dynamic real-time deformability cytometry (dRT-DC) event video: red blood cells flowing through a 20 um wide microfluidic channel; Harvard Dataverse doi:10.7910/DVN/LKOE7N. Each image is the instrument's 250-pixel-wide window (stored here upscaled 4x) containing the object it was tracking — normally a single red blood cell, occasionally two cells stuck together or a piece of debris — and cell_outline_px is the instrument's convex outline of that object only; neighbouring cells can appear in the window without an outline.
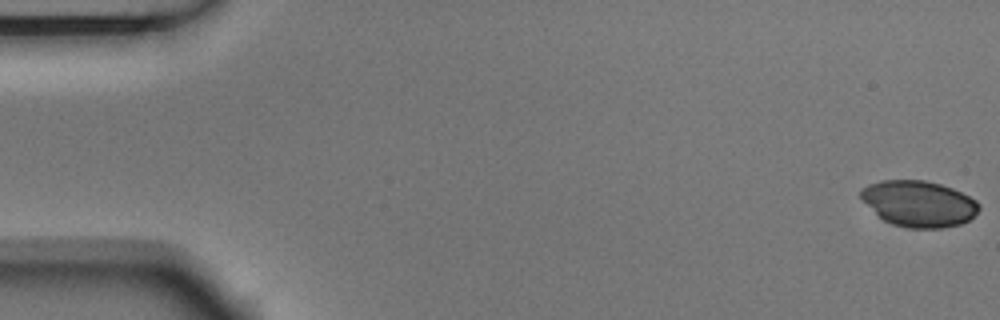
{"species": "Egyptian fruit bat (a non-hibernating species)", "species_latin": "Rousettus aegyptiacus", "temperature_condition": "room temperature", "stored_images_in_passage": 5, "camera_frame_rate_fps": 3000, "um_per_image_px": 0.085, "animal": {"sex": "male"}, "frame": {"image": 1, "passage_image": 1, "time_ms": 0.0, "image_size_px": [1000, 320], "cell_outline_px": [[980, 208], [968, 220], [960, 224], [940, 228], [908, 228], [892, 224], [884, 220], [860, 196], [860, 188], [868, 184], [880, 180], [924, 180], [940, 184], [952, 188], [976, 200], [980, 204]], "centroid_in_image_um": [78.1, 17.3], "position_along_channel_um": 6.9, "area_um2": 31.39}}
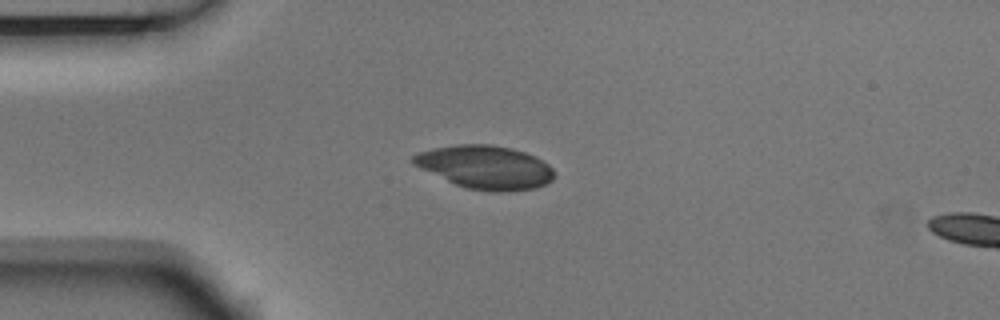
{"frame": {"image": 2, "passage_image": 4, "time_ms": 1.0, "image_size_px": [1000, 320], "cell_outline_px": [[556, 176], [552, 180], [536, 188], [508, 192], [492, 192], [464, 188], [412, 164], [412, 156], [420, 152], [436, 148], [456, 144], [492, 144], [512, 148], [536, 156], [548, 164], [556, 172]], "centroid_in_image_um": [41.3, 14.22], "position_along_channel_um": 43.7, "area_um2": 35.78}}